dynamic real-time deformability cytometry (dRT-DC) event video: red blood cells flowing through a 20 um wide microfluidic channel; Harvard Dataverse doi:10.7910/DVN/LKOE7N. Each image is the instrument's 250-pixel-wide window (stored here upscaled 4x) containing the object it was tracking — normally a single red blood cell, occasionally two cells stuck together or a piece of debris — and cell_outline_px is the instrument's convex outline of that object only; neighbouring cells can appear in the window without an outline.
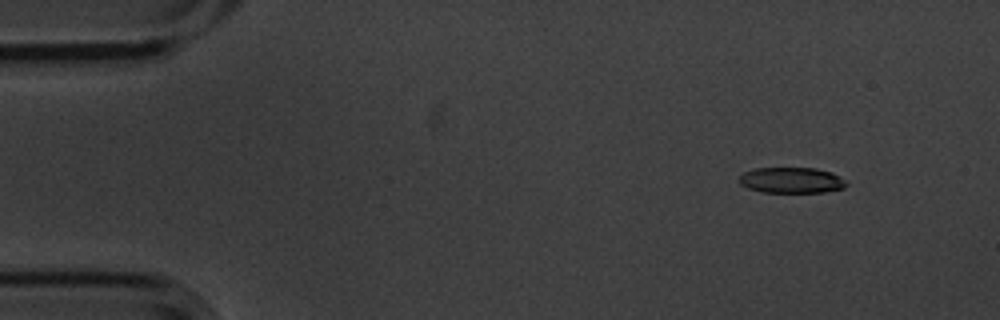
{"species": "common noctule bat (a hibernating species)", "species_latin": "Nyctalus noctula", "temperature_condition": "cold", "stored_images_in_passage": 5, "camera_frame_rate_fps": 3000, "um_per_image_px": 0.085, "animal": {"sex": "male", "body_mass_g": 20.1, "forearm_length_mm": 53.5}, "frame": {"image": 1, "passage_image": 2, "time_ms": 0.333, "image_size_px": [1000, 320], "cell_outline_px": [[848, 184], [844, 188], [824, 192], [760, 192], [748, 188], [740, 184], [740, 176], [744, 172], [756, 168], [816, 168], [832, 172], [840, 176]], "centroid_in_image_um": [67.29, 15.32], "position_along_channel_um": 17.7, "area_um2": 16.13}}
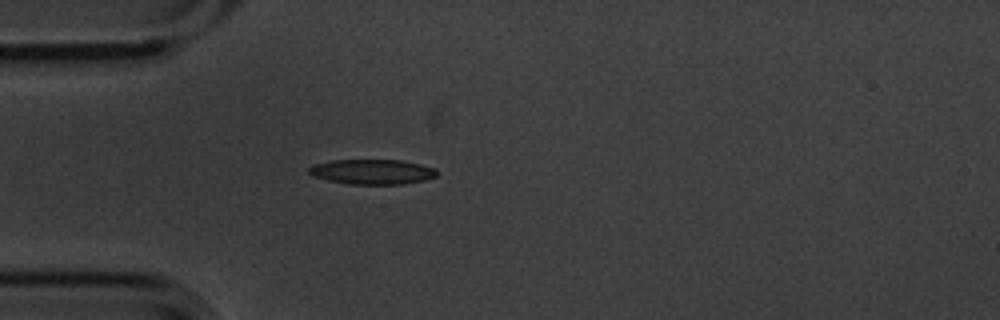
{"frame": {"image": 2, "passage_image": 5, "time_ms": 1.333, "image_size_px": [1000, 320], "cell_outline_px": [[440, 172], [436, 176], [424, 180], [404, 184], [348, 184], [328, 180], [312, 176], [308, 172], [308, 168], [312, 164], [332, 160], [400, 160], [420, 164], [436, 168]], "centroid_in_image_um": [31.64, 14.6], "position_along_channel_um": 53.4, "area_um2": 18.79}}